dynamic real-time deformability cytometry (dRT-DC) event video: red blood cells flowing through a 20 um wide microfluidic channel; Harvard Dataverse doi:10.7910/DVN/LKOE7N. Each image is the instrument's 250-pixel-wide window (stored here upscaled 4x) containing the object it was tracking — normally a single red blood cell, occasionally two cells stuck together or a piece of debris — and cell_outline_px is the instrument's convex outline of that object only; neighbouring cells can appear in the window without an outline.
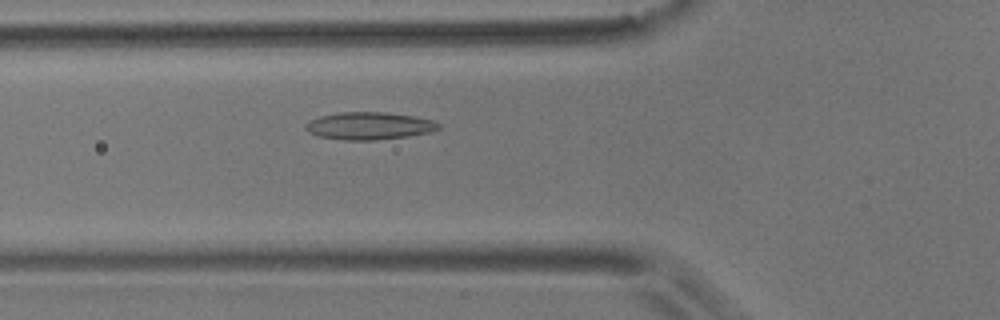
{"species": "common noctule bat (a hibernating species)", "species_latin": "Nyctalus noctula", "temperature_condition": "room temperature", "stored_images_in_passage": 50, "camera_frame_rate_fps": 3000, "um_per_image_px": 0.085, "animal": {"sex": "male", "body_mass_g": 17.9}, "frame": {"image": 1, "passage_image": 15, "time_ms": 4.667, "image_size_px": [1000, 320], "cell_outline_px": [[440, 128], [428, 132], [408, 136], [376, 140], [344, 140], [316, 136], [308, 132], [304, 128], [304, 124], [308, 120], [320, 116], [340, 112], [388, 112], [412, 116], [432, 120], [440, 124]], "centroid_in_image_um": [31.31, 10.7], "position_along_channel_um": 94.5, "area_um2": 21.39}}
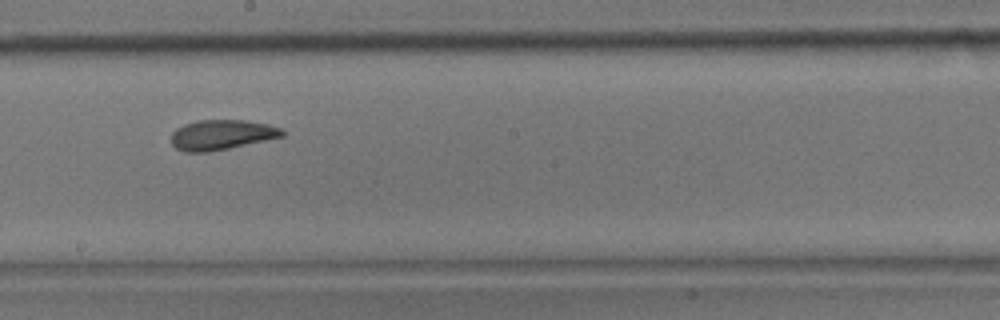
{"frame": {"image": 2, "passage_image": 26, "time_ms": 8.333, "image_size_px": [1000, 320], "cell_outline_px": [[284, 136], [228, 148], [208, 152], [184, 152], [176, 148], [172, 144], [172, 132], [176, 128], [184, 124], [196, 120], [248, 120], [268, 124], [280, 128], [284, 132]], "centroid_in_image_um": [18.81, 11.45], "position_along_channel_um": 229.4, "area_um2": 19.36}}
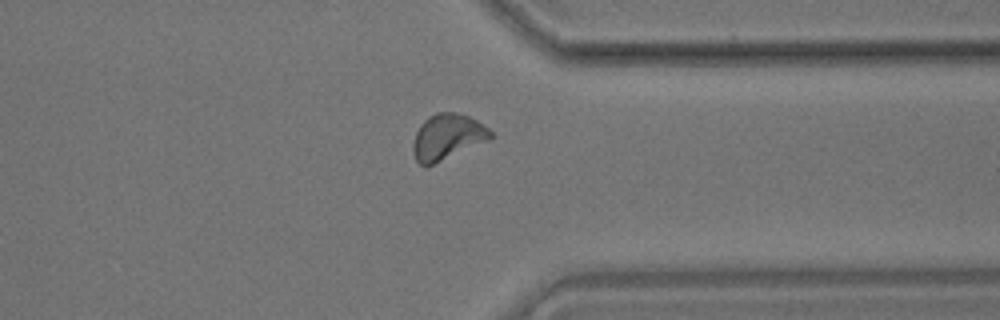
{"frame": {"image": 3, "passage_image": 38, "time_ms": 12.333, "image_size_px": [1000, 320], "cell_outline_px": [[496, 136], [492, 140], [432, 164], [420, 164], [416, 160], [412, 152], [412, 144], [416, 132], [420, 124], [428, 116], [436, 112], [452, 112], [468, 116], [476, 120], [488, 128]], "centroid_in_image_um": [38.05, 11.62], "position_along_channel_um": 373.3, "area_um2": 20.75}, "authors_computed_cell_mechanics": {"area_um2": 19.7676, "velocity_mm_per_s": 3.6661, "shape_relaxation_time_tau1_ms": 5.1612, "shape_relaxation_time_tau2_ms": 2.6867, "deformation_change_tau1": 0.1194, "deformation_change_tau2": 0.0762}}